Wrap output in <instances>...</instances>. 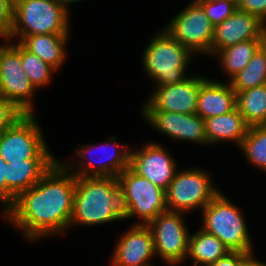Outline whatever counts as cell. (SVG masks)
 Instances as JSON below:
<instances>
[{
  "mask_svg": "<svg viewBox=\"0 0 266 266\" xmlns=\"http://www.w3.org/2000/svg\"><path fill=\"white\" fill-rule=\"evenodd\" d=\"M229 252L216 236L199 228L190 234L186 259H191L192 266H209Z\"/></svg>",
  "mask_w": 266,
  "mask_h": 266,
  "instance_id": "7402d4cb",
  "label": "cell"
},
{
  "mask_svg": "<svg viewBox=\"0 0 266 266\" xmlns=\"http://www.w3.org/2000/svg\"><path fill=\"white\" fill-rule=\"evenodd\" d=\"M23 113L0 96V133L9 128Z\"/></svg>",
  "mask_w": 266,
  "mask_h": 266,
  "instance_id": "f1b7e54d",
  "label": "cell"
},
{
  "mask_svg": "<svg viewBox=\"0 0 266 266\" xmlns=\"http://www.w3.org/2000/svg\"><path fill=\"white\" fill-rule=\"evenodd\" d=\"M124 221L121 189L117 177L76 176L73 226H96Z\"/></svg>",
  "mask_w": 266,
  "mask_h": 266,
  "instance_id": "7a4b0ae2",
  "label": "cell"
},
{
  "mask_svg": "<svg viewBox=\"0 0 266 266\" xmlns=\"http://www.w3.org/2000/svg\"><path fill=\"white\" fill-rule=\"evenodd\" d=\"M238 148L248 163L266 172V127H248L246 137Z\"/></svg>",
  "mask_w": 266,
  "mask_h": 266,
  "instance_id": "484cf974",
  "label": "cell"
},
{
  "mask_svg": "<svg viewBox=\"0 0 266 266\" xmlns=\"http://www.w3.org/2000/svg\"><path fill=\"white\" fill-rule=\"evenodd\" d=\"M241 266H266V263L256 258L254 253L250 254L242 263Z\"/></svg>",
  "mask_w": 266,
  "mask_h": 266,
  "instance_id": "836d02e7",
  "label": "cell"
},
{
  "mask_svg": "<svg viewBox=\"0 0 266 266\" xmlns=\"http://www.w3.org/2000/svg\"><path fill=\"white\" fill-rule=\"evenodd\" d=\"M190 74L181 83L153 86L140 111H166L196 114L200 84L207 76Z\"/></svg>",
  "mask_w": 266,
  "mask_h": 266,
  "instance_id": "4fadbf2b",
  "label": "cell"
},
{
  "mask_svg": "<svg viewBox=\"0 0 266 266\" xmlns=\"http://www.w3.org/2000/svg\"><path fill=\"white\" fill-rule=\"evenodd\" d=\"M0 44V96L23 114H36L34 98L37 89L24 72L21 44L5 39Z\"/></svg>",
  "mask_w": 266,
  "mask_h": 266,
  "instance_id": "9c48e42d",
  "label": "cell"
},
{
  "mask_svg": "<svg viewBox=\"0 0 266 266\" xmlns=\"http://www.w3.org/2000/svg\"><path fill=\"white\" fill-rule=\"evenodd\" d=\"M204 125L208 145L213 146L227 141L239 147L249 127L237 108L227 114L204 119Z\"/></svg>",
  "mask_w": 266,
  "mask_h": 266,
  "instance_id": "ffe728a7",
  "label": "cell"
},
{
  "mask_svg": "<svg viewBox=\"0 0 266 266\" xmlns=\"http://www.w3.org/2000/svg\"><path fill=\"white\" fill-rule=\"evenodd\" d=\"M69 39L70 34H35L23 37L19 43L58 71L66 63Z\"/></svg>",
  "mask_w": 266,
  "mask_h": 266,
  "instance_id": "44dd1931",
  "label": "cell"
},
{
  "mask_svg": "<svg viewBox=\"0 0 266 266\" xmlns=\"http://www.w3.org/2000/svg\"><path fill=\"white\" fill-rule=\"evenodd\" d=\"M14 5L12 0H0V38L8 39L13 25Z\"/></svg>",
  "mask_w": 266,
  "mask_h": 266,
  "instance_id": "f546056e",
  "label": "cell"
},
{
  "mask_svg": "<svg viewBox=\"0 0 266 266\" xmlns=\"http://www.w3.org/2000/svg\"><path fill=\"white\" fill-rule=\"evenodd\" d=\"M75 189L76 176L58 160L34 186L15 198L3 220L32 242L64 235L70 229Z\"/></svg>",
  "mask_w": 266,
  "mask_h": 266,
  "instance_id": "6da1fadb",
  "label": "cell"
},
{
  "mask_svg": "<svg viewBox=\"0 0 266 266\" xmlns=\"http://www.w3.org/2000/svg\"><path fill=\"white\" fill-rule=\"evenodd\" d=\"M12 1H29V0H12Z\"/></svg>",
  "mask_w": 266,
  "mask_h": 266,
  "instance_id": "d590c367",
  "label": "cell"
},
{
  "mask_svg": "<svg viewBox=\"0 0 266 266\" xmlns=\"http://www.w3.org/2000/svg\"><path fill=\"white\" fill-rule=\"evenodd\" d=\"M236 92L230 83L207 77L201 84L197 98L196 114L203 119L224 115L236 107Z\"/></svg>",
  "mask_w": 266,
  "mask_h": 266,
  "instance_id": "d6986e66",
  "label": "cell"
},
{
  "mask_svg": "<svg viewBox=\"0 0 266 266\" xmlns=\"http://www.w3.org/2000/svg\"><path fill=\"white\" fill-rule=\"evenodd\" d=\"M215 27L237 10V0H196Z\"/></svg>",
  "mask_w": 266,
  "mask_h": 266,
  "instance_id": "83f0119b",
  "label": "cell"
},
{
  "mask_svg": "<svg viewBox=\"0 0 266 266\" xmlns=\"http://www.w3.org/2000/svg\"><path fill=\"white\" fill-rule=\"evenodd\" d=\"M6 166L7 162L0 156V204L2 215L6 211Z\"/></svg>",
  "mask_w": 266,
  "mask_h": 266,
  "instance_id": "d6a6232c",
  "label": "cell"
},
{
  "mask_svg": "<svg viewBox=\"0 0 266 266\" xmlns=\"http://www.w3.org/2000/svg\"><path fill=\"white\" fill-rule=\"evenodd\" d=\"M116 140V136L113 135L105 144L90 143L76 147L73 150L81 160L65 161L59 158V161L75 176L117 177L130 167L131 150L133 149L129 148L128 144H122Z\"/></svg>",
  "mask_w": 266,
  "mask_h": 266,
  "instance_id": "8992f818",
  "label": "cell"
},
{
  "mask_svg": "<svg viewBox=\"0 0 266 266\" xmlns=\"http://www.w3.org/2000/svg\"><path fill=\"white\" fill-rule=\"evenodd\" d=\"M237 9L257 16L266 24V0H237Z\"/></svg>",
  "mask_w": 266,
  "mask_h": 266,
  "instance_id": "4dcf8cb0",
  "label": "cell"
},
{
  "mask_svg": "<svg viewBox=\"0 0 266 266\" xmlns=\"http://www.w3.org/2000/svg\"><path fill=\"white\" fill-rule=\"evenodd\" d=\"M68 12L70 11V6L73 3H78L84 0H57ZM86 1V0H85Z\"/></svg>",
  "mask_w": 266,
  "mask_h": 266,
  "instance_id": "e575fe53",
  "label": "cell"
},
{
  "mask_svg": "<svg viewBox=\"0 0 266 266\" xmlns=\"http://www.w3.org/2000/svg\"><path fill=\"white\" fill-rule=\"evenodd\" d=\"M228 82L235 92L266 84V42L256 51L244 69Z\"/></svg>",
  "mask_w": 266,
  "mask_h": 266,
  "instance_id": "d4e9b609",
  "label": "cell"
},
{
  "mask_svg": "<svg viewBox=\"0 0 266 266\" xmlns=\"http://www.w3.org/2000/svg\"><path fill=\"white\" fill-rule=\"evenodd\" d=\"M21 62L25 74L36 89L44 88L52 81L53 74L57 72L48 63L42 61L37 55L27 51L21 45Z\"/></svg>",
  "mask_w": 266,
  "mask_h": 266,
  "instance_id": "4316f807",
  "label": "cell"
},
{
  "mask_svg": "<svg viewBox=\"0 0 266 266\" xmlns=\"http://www.w3.org/2000/svg\"><path fill=\"white\" fill-rule=\"evenodd\" d=\"M207 172L200 167L178 169L165 191L167 209L186 214L202 211L221 191Z\"/></svg>",
  "mask_w": 266,
  "mask_h": 266,
  "instance_id": "30bf717a",
  "label": "cell"
},
{
  "mask_svg": "<svg viewBox=\"0 0 266 266\" xmlns=\"http://www.w3.org/2000/svg\"><path fill=\"white\" fill-rule=\"evenodd\" d=\"M236 103L249 127L263 125L266 121V84L236 92Z\"/></svg>",
  "mask_w": 266,
  "mask_h": 266,
  "instance_id": "cb8c5ba5",
  "label": "cell"
},
{
  "mask_svg": "<svg viewBox=\"0 0 266 266\" xmlns=\"http://www.w3.org/2000/svg\"><path fill=\"white\" fill-rule=\"evenodd\" d=\"M58 159H23L6 166V210L22 192L34 186Z\"/></svg>",
  "mask_w": 266,
  "mask_h": 266,
  "instance_id": "ac0fdd59",
  "label": "cell"
},
{
  "mask_svg": "<svg viewBox=\"0 0 266 266\" xmlns=\"http://www.w3.org/2000/svg\"><path fill=\"white\" fill-rule=\"evenodd\" d=\"M185 215L176 211L160 213L148 226L153 234L155 256L169 266H178L186 262L189 237Z\"/></svg>",
  "mask_w": 266,
  "mask_h": 266,
  "instance_id": "8fae6325",
  "label": "cell"
},
{
  "mask_svg": "<svg viewBox=\"0 0 266 266\" xmlns=\"http://www.w3.org/2000/svg\"><path fill=\"white\" fill-rule=\"evenodd\" d=\"M119 237L109 266H154L153 234L148 225L132 224Z\"/></svg>",
  "mask_w": 266,
  "mask_h": 266,
  "instance_id": "2e32d148",
  "label": "cell"
},
{
  "mask_svg": "<svg viewBox=\"0 0 266 266\" xmlns=\"http://www.w3.org/2000/svg\"><path fill=\"white\" fill-rule=\"evenodd\" d=\"M139 148L131 150L130 168L166 191L179 169L177 160L161 143L150 141Z\"/></svg>",
  "mask_w": 266,
  "mask_h": 266,
  "instance_id": "5bb4252c",
  "label": "cell"
},
{
  "mask_svg": "<svg viewBox=\"0 0 266 266\" xmlns=\"http://www.w3.org/2000/svg\"><path fill=\"white\" fill-rule=\"evenodd\" d=\"M12 2L13 25L7 40L19 42L23 37L35 34L71 33L70 12L57 0Z\"/></svg>",
  "mask_w": 266,
  "mask_h": 266,
  "instance_id": "5b68a950",
  "label": "cell"
},
{
  "mask_svg": "<svg viewBox=\"0 0 266 266\" xmlns=\"http://www.w3.org/2000/svg\"><path fill=\"white\" fill-rule=\"evenodd\" d=\"M242 210L220 191L201 211L200 228L216 236L230 251L252 254L253 242Z\"/></svg>",
  "mask_w": 266,
  "mask_h": 266,
  "instance_id": "277c9868",
  "label": "cell"
},
{
  "mask_svg": "<svg viewBox=\"0 0 266 266\" xmlns=\"http://www.w3.org/2000/svg\"><path fill=\"white\" fill-rule=\"evenodd\" d=\"M162 30V31H161ZM142 54V69L153 86L181 83L189 76L188 67L193 54L182 46L164 28L149 39Z\"/></svg>",
  "mask_w": 266,
  "mask_h": 266,
  "instance_id": "3957f363",
  "label": "cell"
},
{
  "mask_svg": "<svg viewBox=\"0 0 266 266\" xmlns=\"http://www.w3.org/2000/svg\"><path fill=\"white\" fill-rule=\"evenodd\" d=\"M143 119L160 132L176 142H190L207 146L204 119L197 114H182L166 111H141Z\"/></svg>",
  "mask_w": 266,
  "mask_h": 266,
  "instance_id": "9a60e30c",
  "label": "cell"
},
{
  "mask_svg": "<svg viewBox=\"0 0 266 266\" xmlns=\"http://www.w3.org/2000/svg\"><path fill=\"white\" fill-rule=\"evenodd\" d=\"M266 42V39H251L237 43L233 46L218 51L213 58H217L223 70L222 73L229 78H233L242 71L251 60L256 51Z\"/></svg>",
  "mask_w": 266,
  "mask_h": 266,
  "instance_id": "603a6c76",
  "label": "cell"
},
{
  "mask_svg": "<svg viewBox=\"0 0 266 266\" xmlns=\"http://www.w3.org/2000/svg\"><path fill=\"white\" fill-rule=\"evenodd\" d=\"M36 114H23L0 133V156L8 163L23 159H58L47 145Z\"/></svg>",
  "mask_w": 266,
  "mask_h": 266,
  "instance_id": "ba28073f",
  "label": "cell"
},
{
  "mask_svg": "<svg viewBox=\"0 0 266 266\" xmlns=\"http://www.w3.org/2000/svg\"><path fill=\"white\" fill-rule=\"evenodd\" d=\"M163 28L195 55H208L211 50L214 26L196 0L187 3Z\"/></svg>",
  "mask_w": 266,
  "mask_h": 266,
  "instance_id": "7c38bea8",
  "label": "cell"
},
{
  "mask_svg": "<svg viewBox=\"0 0 266 266\" xmlns=\"http://www.w3.org/2000/svg\"><path fill=\"white\" fill-rule=\"evenodd\" d=\"M121 189L124 220L138 217L133 224L148 225L167 211L165 190L139 176L130 167L117 176Z\"/></svg>",
  "mask_w": 266,
  "mask_h": 266,
  "instance_id": "52a82bcc",
  "label": "cell"
},
{
  "mask_svg": "<svg viewBox=\"0 0 266 266\" xmlns=\"http://www.w3.org/2000/svg\"><path fill=\"white\" fill-rule=\"evenodd\" d=\"M251 39H266V24L257 16L237 9L221 24L214 27V36L208 56Z\"/></svg>",
  "mask_w": 266,
  "mask_h": 266,
  "instance_id": "e0dca14e",
  "label": "cell"
},
{
  "mask_svg": "<svg viewBox=\"0 0 266 266\" xmlns=\"http://www.w3.org/2000/svg\"><path fill=\"white\" fill-rule=\"evenodd\" d=\"M249 253L230 251L218 261L209 266H241L243 261L249 256Z\"/></svg>",
  "mask_w": 266,
  "mask_h": 266,
  "instance_id": "1f68e13d",
  "label": "cell"
}]
</instances>
